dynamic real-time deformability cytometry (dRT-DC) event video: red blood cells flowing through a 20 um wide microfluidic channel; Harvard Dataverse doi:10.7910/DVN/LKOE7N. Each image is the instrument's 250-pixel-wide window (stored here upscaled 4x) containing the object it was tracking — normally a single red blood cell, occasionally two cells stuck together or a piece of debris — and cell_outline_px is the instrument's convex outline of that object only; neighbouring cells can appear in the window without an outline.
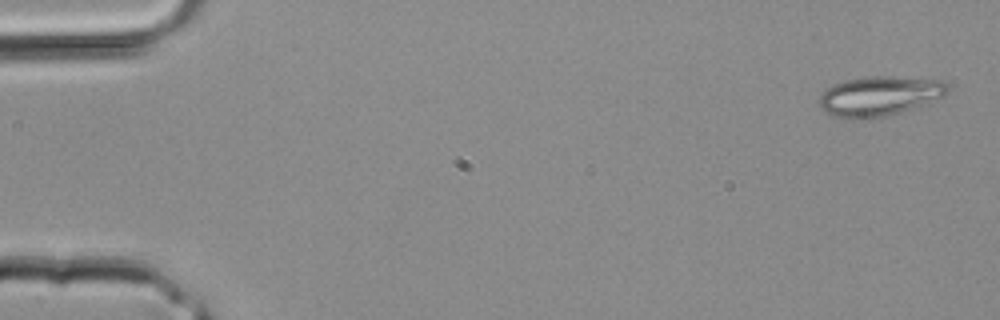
{"species": "common noctule bat (a hibernating species)", "species_latin": "Nyctalus noctula", "temperature_condition": "room temperature", "stored_images_in_passage": 2, "camera_frame_rate_fps": 3000, "um_per_image_px": 0.085, "animal": {"sex": "male", "body_mass_g": 20.4}, "frame": {"image": 1, "passage_image": 1, "time_ms": 0.0, "image_size_px": [1000, 320], "cell_outline_px": [[948, 92], [944, 96], [884, 116], [868, 120], [852, 120], [832, 116], [824, 112], [820, 108], [816, 100], [832, 84], [844, 80], [864, 76], [892, 76], [940, 80], [948, 84]], "centroid_in_image_um": [74.64, 8.17], "position_along_channel_um": 10.4, "area_um2": 29.82}}